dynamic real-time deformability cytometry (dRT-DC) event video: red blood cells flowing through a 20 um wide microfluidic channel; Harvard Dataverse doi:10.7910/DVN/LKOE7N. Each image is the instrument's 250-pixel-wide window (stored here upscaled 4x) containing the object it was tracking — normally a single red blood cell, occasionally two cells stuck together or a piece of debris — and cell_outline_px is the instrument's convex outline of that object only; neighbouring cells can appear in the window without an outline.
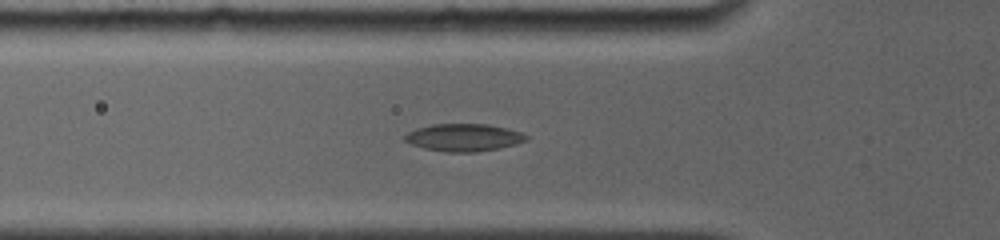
{"species": "common noctule bat (a hibernating species)", "species_latin": "Nyctalus noctula", "temperature_condition": "room temperature", "stored_images_in_passage": 7, "camera_frame_rate_fps": 4000, "um_per_image_px": 0.085, "animal": {"sex": "female", "body_mass_g": 19.0, "forearm_length_mm": 56.7}, "frame": {"image": 1, "passage_image": 5, "time_ms": 2.75, "image_size_px": [1000, 240], "cell_outline_px": [[528, 140], [496, 148], [476, 152], [448, 152], [424, 148], [412, 144], [404, 140], [404, 136], [408, 132], [416, 128], [432, 124], [488, 124], [520, 132], [528, 136]], "centroid_in_image_um": [39.37, 11.68], "position_along_channel_um": 86.4, "area_um2": 19.13}}
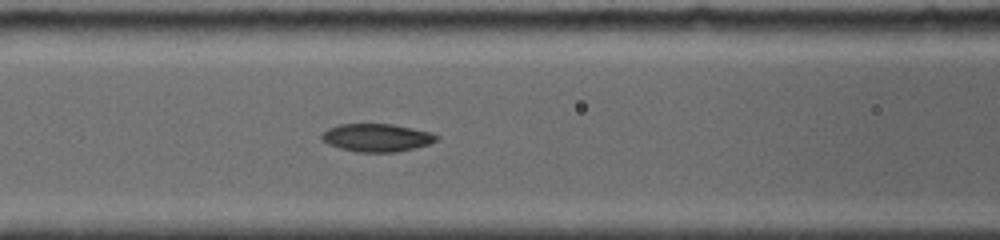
{"frame": {"image": 2, "passage_image": 7, "time_ms": 4.0, "image_size_px": [1000, 240], "cell_outline_px": [[440, 136], [436, 140], [428, 144], [396, 152], [356, 152], [340, 148], [328, 144], [320, 136], [328, 128], [340, 124], [392, 124], [432, 132]], "centroid_in_image_um": [32.03, 11.7], "position_along_channel_um": 134.6, "area_um2": 18.55}}